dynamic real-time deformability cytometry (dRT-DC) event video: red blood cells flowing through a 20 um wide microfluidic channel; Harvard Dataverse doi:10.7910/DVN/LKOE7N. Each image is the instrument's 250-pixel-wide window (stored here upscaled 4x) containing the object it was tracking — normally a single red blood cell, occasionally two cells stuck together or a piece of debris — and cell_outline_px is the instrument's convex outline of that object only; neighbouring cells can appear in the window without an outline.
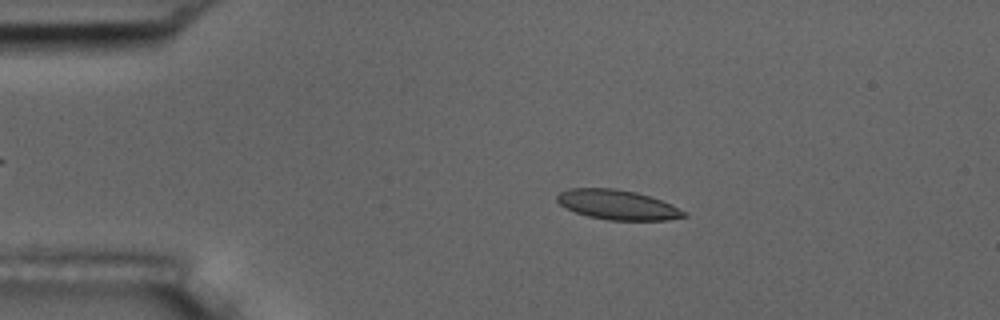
{"species": "common noctule bat (a hibernating species)", "species_latin": "Nyctalus noctula", "temperature_condition": "room temperature", "stored_images_in_passage": 54, "camera_frame_rate_fps": 3000, "um_per_image_px": 0.085, "animal": {"sex": "male", "body_mass_g": 17.5, "forearm_length_mm": 52.3}, "frame": {"image": 1, "passage_image": 10, "time_ms": 3.0, "image_size_px": [1000, 320], "cell_outline_px": [[688, 216], [668, 220], [608, 220], [588, 216], [576, 212], [560, 204], [556, 200], [556, 196], [560, 192], [568, 188], [616, 188], [636, 192], [672, 204], [688, 212]], "centroid_in_image_um": [52.52, 17.4], "position_along_channel_um": 32.5, "area_um2": 22.02}}
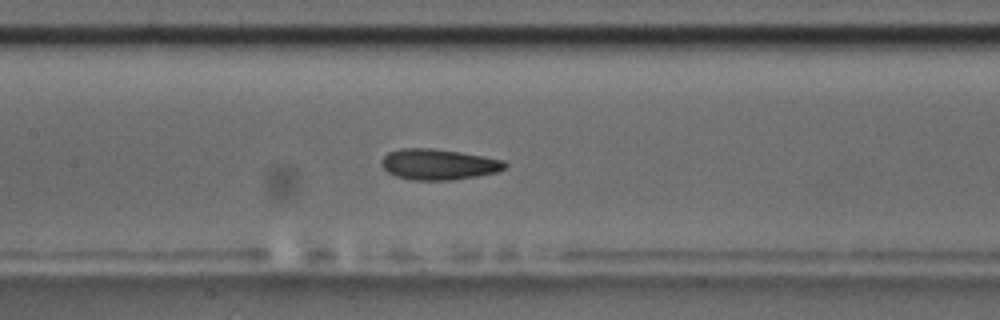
{"frame": {"image": 2, "passage_image": 25, "time_ms": 8.0, "image_size_px": [1000, 320], "cell_outline_px": [[508, 164], [504, 168], [496, 172], [476, 176], [452, 180], [412, 180], [396, 176], [388, 172], [380, 164], [380, 160], [388, 152], [404, 148], [432, 148], [484, 156], [504, 160]], "centroid_in_image_um": [37.25, 13.97], "position_along_channel_um": 170.1, "area_um2": 22.08}}
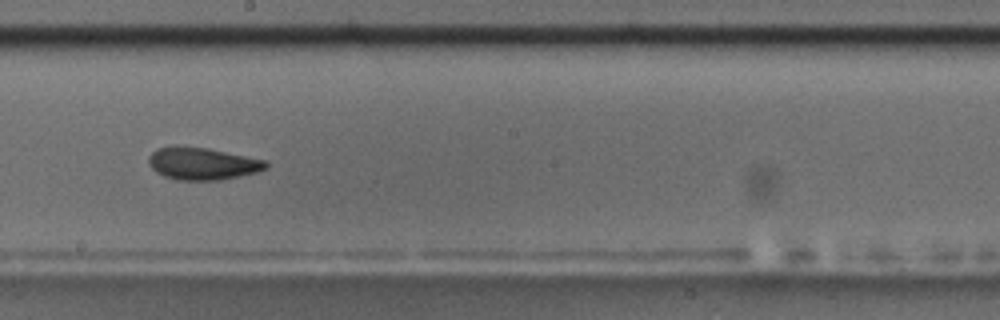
{"frame": {"image": 3, "passage_image": 30, "time_ms": 9.667, "image_size_px": [1000, 320], "cell_outline_px": [[268, 168], [256, 172], [240, 176], [220, 180], [176, 180], [164, 176], [156, 172], [148, 164], [148, 156], [156, 148], [208, 148], [268, 160]], "centroid_in_image_um": [17.25, 13.93], "position_along_channel_um": 231.0, "area_um2": 21.85}, "authors_computed_cell_mechanics": {"area_um2": 21.9929, "velocity_mm_per_s": 3.6754, "shape_relaxation_time_tau1_ms": 5.4656, "shape_relaxation_time_tau2_ms": 2.9925, "deformation_change_tau1": 0.1417, "deformation_change_tau2": 0.0733}}